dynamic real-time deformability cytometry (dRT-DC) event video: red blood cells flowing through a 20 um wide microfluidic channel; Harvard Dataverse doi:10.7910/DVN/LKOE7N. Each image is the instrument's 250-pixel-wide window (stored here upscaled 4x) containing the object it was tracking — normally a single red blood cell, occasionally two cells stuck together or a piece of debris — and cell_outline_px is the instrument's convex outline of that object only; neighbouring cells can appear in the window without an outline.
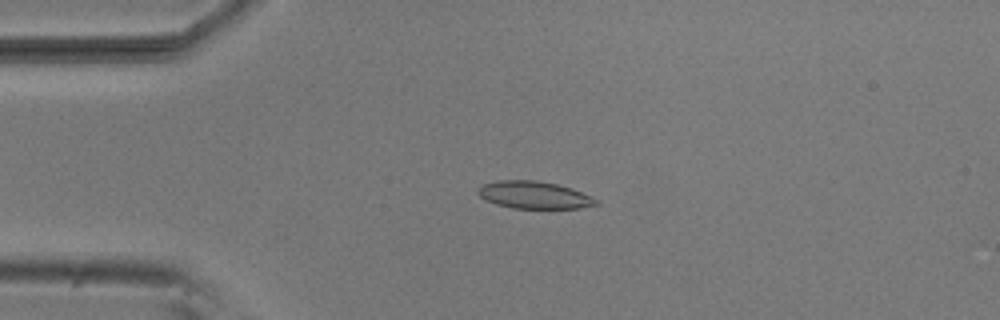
{"species": "common noctule bat (a hibernating species)", "species_latin": "Nyctalus noctula", "temperature_condition": "room temperature", "stored_images_in_passage": 52, "camera_frame_rate_fps": 3000, "um_per_image_px": 0.085, "animal": {"sex": "male", "body_mass_g": 20.5, "forearm_length_mm": 52.5}, "frame": {"image": 1, "passage_image": 12, "time_ms": 3.667, "image_size_px": [1000, 320], "cell_outline_px": [[600, 204], [580, 208], [512, 208], [496, 204], [480, 196], [476, 192], [476, 188], [484, 184], [496, 180], [536, 180], [556, 184], [572, 188], [592, 196], [600, 200]], "centroid_in_image_um": [45.43, 16.57], "position_along_channel_um": 39.6, "area_um2": 18.96}}
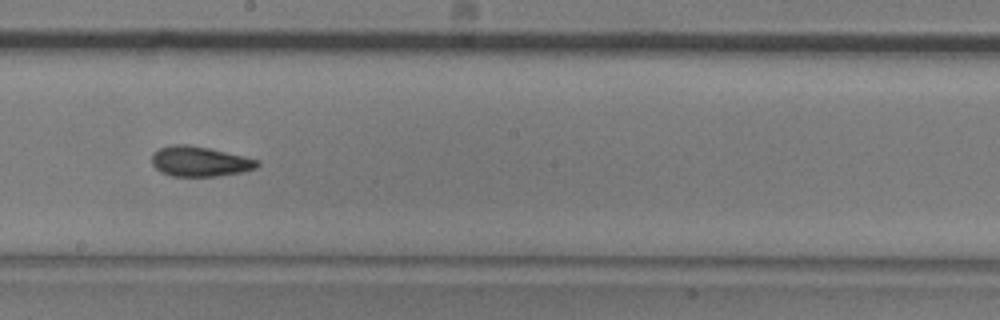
{"frame": {"image": 2, "passage_image": 29, "time_ms": 9.333, "image_size_px": [1000, 320], "cell_outline_px": [[260, 164], [256, 168], [240, 172], [220, 176], [172, 176], [160, 172], [152, 164], [152, 152], [160, 148], [172, 144], [188, 144], [208, 148], [244, 156], [260, 160]], "centroid_in_image_um": [16.97, 13.72], "position_along_channel_um": 231.2, "area_um2": 18.55}}
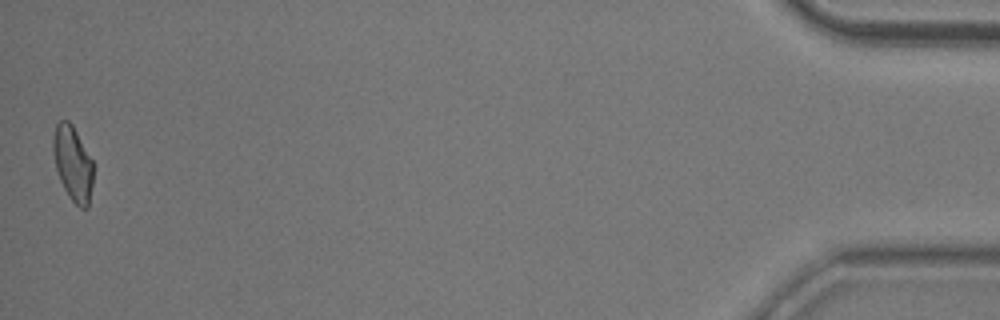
{"frame": {"image": 3, "passage_image": 52, "time_ms": 17.0, "image_size_px": [1000, 320], "cell_outline_px": [[92, 184], [88, 208], [80, 208], [68, 196], [60, 180], [56, 168], [52, 152], [52, 140], [56, 124], [60, 120], [68, 120], [72, 124], [92, 160]], "centroid_in_image_um": [6.17, 13.89], "position_along_channel_um": 429.0, "area_um2": 17.4}, "authors_computed_cell_mechanics": {"area_um2": 18.3515, "velocity_mm_per_s": 3.8236, "shape_relaxation_time_tau1_ms": 6.9305, "shape_relaxation_time_tau2_ms": 3.0208, "deformation_change_tau1": 0.1705, "deformation_change_tau2": 0.0887}}